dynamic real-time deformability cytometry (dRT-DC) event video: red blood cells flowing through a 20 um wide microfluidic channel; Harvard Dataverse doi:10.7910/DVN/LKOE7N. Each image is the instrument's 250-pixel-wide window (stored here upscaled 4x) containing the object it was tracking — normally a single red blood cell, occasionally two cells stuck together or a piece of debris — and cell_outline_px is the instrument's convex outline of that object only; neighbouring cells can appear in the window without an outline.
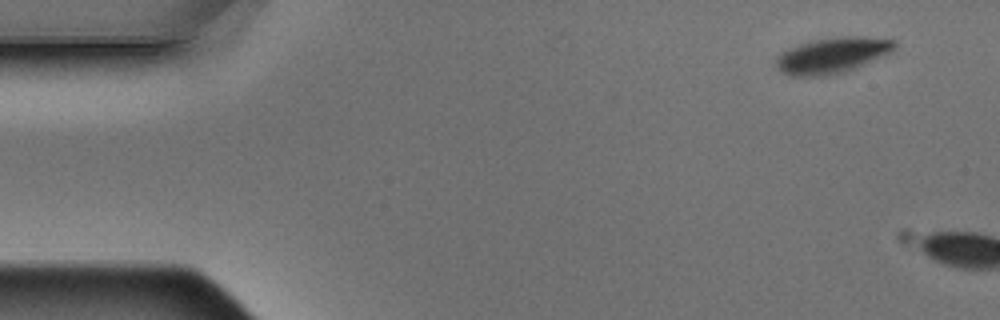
{"species": "Egyptian fruit bat (a non-hibernating species)", "species_latin": "Rousettus aegyptiacus", "temperature_condition": "warm", "stored_images_in_passage": 2, "camera_frame_rate_fps": 3000, "um_per_image_px": 0.085, "animal": {"sex": "male"}, "frame": {"image": 1, "passage_image": 1, "time_ms": 0.0, "image_size_px": [1000, 320], "cell_outline_px": [[896, 48], [892, 52], [884, 56], [856, 68], [844, 72], [824, 76], [788, 76], [780, 72], [776, 68], [776, 56], [780, 52], [788, 48], [812, 40], [844, 36], [864, 36], [896, 40]], "centroid_in_image_um": [70.74, 4.7], "position_along_channel_um": 14.3, "area_um2": 25.09}}